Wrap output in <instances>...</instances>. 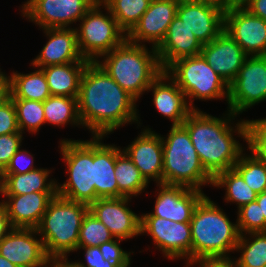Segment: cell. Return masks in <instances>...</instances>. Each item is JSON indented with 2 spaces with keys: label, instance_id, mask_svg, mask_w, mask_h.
<instances>
[{
  "label": "cell",
  "instance_id": "cell-22",
  "mask_svg": "<svg viewBox=\"0 0 266 267\" xmlns=\"http://www.w3.org/2000/svg\"><path fill=\"white\" fill-rule=\"evenodd\" d=\"M57 192H33L22 195H2L12 228L36 229Z\"/></svg>",
  "mask_w": 266,
  "mask_h": 267
},
{
  "label": "cell",
  "instance_id": "cell-36",
  "mask_svg": "<svg viewBox=\"0 0 266 267\" xmlns=\"http://www.w3.org/2000/svg\"><path fill=\"white\" fill-rule=\"evenodd\" d=\"M113 239L116 238L108 228L92 212L88 211L79 231L78 247L99 246Z\"/></svg>",
  "mask_w": 266,
  "mask_h": 267
},
{
  "label": "cell",
  "instance_id": "cell-27",
  "mask_svg": "<svg viewBox=\"0 0 266 267\" xmlns=\"http://www.w3.org/2000/svg\"><path fill=\"white\" fill-rule=\"evenodd\" d=\"M50 173L51 170L49 169L37 168L27 173L2 174V195H22L33 192H57L58 182L53 178L50 180L48 179Z\"/></svg>",
  "mask_w": 266,
  "mask_h": 267
},
{
  "label": "cell",
  "instance_id": "cell-16",
  "mask_svg": "<svg viewBox=\"0 0 266 267\" xmlns=\"http://www.w3.org/2000/svg\"><path fill=\"white\" fill-rule=\"evenodd\" d=\"M36 229L12 228L0 241V255L18 267H43L49 259Z\"/></svg>",
  "mask_w": 266,
  "mask_h": 267
},
{
  "label": "cell",
  "instance_id": "cell-47",
  "mask_svg": "<svg viewBox=\"0 0 266 267\" xmlns=\"http://www.w3.org/2000/svg\"><path fill=\"white\" fill-rule=\"evenodd\" d=\"M12 229L5 206L0 202V241Z\"/></svg>",
  "mask_w": 266,
  "mask_h": 267
},
{
  "label": "cell",
  "instance_id": "cell-34",
  "mask_svg": "<svg viewBox=\"0 0 266 267\" xmlns=\"http://www.w3.org/2000/svg\"><path fill=\"white\" fill-rule=\"evenodd\" d=\"M250 154L242 153L233 168L252 190L260 194L266 191V165L254 154Z\"/></svg>",
  "mask_w": 266,
  "mask_h": 267
},
{
  "label": "cell",
  "instance_id": "cell-39",
  "mask_svg": "<svg viewBox=\"0 0 266 267\" xmlns=\"http://www.w3.org/2000/svg\"><path fill=\"white\" fill-rule=\"evenodd\" d=\"M123 239L116 238L99 245L102 256L105 260L115 263L118 267H130L131 253L124 251L120 246Z\"/></svg>",
  "mask_w": 266,
  "mask_h": 267
},
{
  "label": "cell",
  "instance_id": "cell-18",
  "mask_svg": "<svg viewBox=\"0 0 266 267\" xmlns=\"http://www.w3.org/2000/svg\"><path fill=\"white\" fill-rule=\"evenodd\" d=\"M139 169L145 180L163 183V145L161 135L143 129L128 147L122 149Z\"/></svg>",
  "mask_w": 266,
  "mask_h": 267
},
{
  "label": "cell",
  "instance_id": "cell-13",
  "mask_svg": "<svg viewBox=\"0 0 266 267\" xmlns=\"http://www.w3.org/2000/svg\"><path fill=\"white\" fill-rule=\"evenodd\" d=\"M224 30L248 56L266 55V21L241 4L224 13Z\"/></svg>",
  "mask_w": 266,
  "mask_h": 267
},
{
  "label": "cell",
  "instance_id": "cell-53",
  "mask_svg": "<svg viewBox=\"0 0 266 267\" xmlns=\"http://www.w3.org/2000/svg\"><path fill=\"white\" fill-rule=\"evenodd\" d=\"M178 2H200L202 0H177Z\"/></svg>",
  "mask_w": 266,
  "mask_h": 267
},
{
  "label": "cell",
  "instance_id": "cell-50",
  "mask_svg": "<svg viewBox=\"0 0 266 267\" xmlns=\"http://www.w3.org/2000/svg\"><path fill=\"white\" fill-rule=\"evenodd\" d=\"M256 201L260 206L261 218H265V231H266V191L257 194Z\"/></svg>",
  "mask_w": 266,
  "mask_h": 267
},
{
  "label": "cell",
  "instance_id": "cell-9",
  "mask_svg": "<svg viewBox=\"0 0 266 267\" xmlns=\"http://www.w3.org/2000/svg\"><path fill=\"white\" fill-rule=\"evenodd\" d=\"M101 6L107 11L106 14L100 10ZM80 21V26L75 28L78 47L83 58L90 62L100 60L102 55L127 39V34L100 0L94 3Z\"/></svg>",
  "mask_w": 266,
  "mask_h": 267
},
{
  "label": "cell",
  "instance_id": "cell-5",
  "mask_svg": "<svg viewBox=\"0 0 266 267\" xmlns=\"http://www.w3.org/2000/svg\"><path fill=\"white\" fill-rule=\"evenodd\" d=\"M89 206L56 194L36 228L49 258H68L76 251L79 231Z\"/></svg>",
  "mask_w": 266,
  "mask_h": 267
},
{
  "label": "cell",
  "instance_id": "cell-33",
  "mask_svg": "<svg viewBox=\"0 0 266 267\" xmlns=\"http://www.w3.org/2000/svg\"><path fill=\"white\" fill-rule=\"evenodd\" d=\"M116 19L118 26L128 34L140 21L152 0H100Z\"/></svg>",
  "mask_w": 266,
  "mask_h": 267
},
{
  "label": "cell",
  "instance_id": "cell-29",
  "mask_svg": "<svg viewBox=\"0 0 266 267\" xmlns=\"http://www.w3.org/2000/svg\"><path fill=\"white\" fill-rule=\"evenodd\" d=\"M115 176L119 193L127 198L140 195L149 184L119 146H116Z\"/></svg>",
  "mask_w": 266,
  "mask_h": 267
},
{
  "label": "cell",
  "instance_id": "cell-45",
  "mask_svg": "<svg viewBox=\"0 0 266 267\" xmlns=\"http://www.w3.org/2000/svg\"><path fill=\"white\" fill-rule=\"evenodd\" d=\"M201 2L221 10L223 13L233 10L239 3L236 0H202Z\"/></svg>",
  "mask_w": 266,
  "mask_h": 267
},
{
  "label": "cell",
  "instance_id": "cell-54",
  "mask_svg": "<svg viewBox=\"0 0 266 267\" xmlns=\"http://www.w3.org/2000/svg\"><path fill=\"white\" fill-rule=\"evenodd\" d=\"M69 267H77V266L73 263V261L72 262L69 261Z\"/></svg>",
  "mask_w": 266,
  "mask_h": 267
},
{
  "label": "cell",
  "instance_id": "cell-3",
  "mask_svg": "<svg viewBox=\"0 0 266 267\" xmlns=\"http://www.w3.org/2000/svg\"><path fill=\"white\" fill-rule=\"evenodd\" d=\"M205 196L196 206L190 221L192 265L201 261L231 260L240 237L237 222Z\"/></svg>",
  "mask_w": 266,
  "mask_h": 267
},
{
  "label": "cell",
  "instance_id": "cell-7",
  "mask_svg": "<svg viewBox=\"0 0 266 267\" xmlns=\"http://www.w3.org/2000/svg\"><path fill=\"white\" fill-rule=\"evenodd\" d=\"M60 153L69 178L57 184V194L90 206L97 200L94 174V136L92 140L61 139Z\"/></svg>",
  "mask_w": 266,
  "mask_h": 267
},
{
  "label": "cell",
  "instance_id": "cell-8",
  "mask_svg": "<svg viewBox=\"0 0 266 267\" xmlns=\"http://www.w3.org/2000/svg\"><path fill=\"white\" fill-rule=\"evenodd\" d=\"M178 87L190 99L188 103L193 110V100L226 99L228 103L229 85L206 62L203 56L185 57L173 62L166 70Z\"/></svg>",
  "mask_w": 266,
  "mask_h": 267
},
{
  "label": "cell",
  "instance_id": "cell-10",
  "mask_svg": "<svg viewBox=\"0 0 266 267\" xmlns=\"http://www.w3.org/2000/svg\"><path fill=\"white\" fill-rule=\"evenodd\" d=\"M140 233L151 236L153 243L168 259H186L192 266V236L190 222H175L157 216H141Z\"/></svg>",
  "mask_w": 266,
  "mask_h": 267
},
{
  "label": "cell",
  "instance_id": "cell-12",
  "mask_svg": "<svg viewBox=\"0 0 266 267\" xmlns=\"http://www.w3.org/2000/svg\"><path fill=\"white\" fill-rule=\"evenodd\" d=\"M97 0H27L22 4L23 17L40 29L71 28Z\"/></svg>",
  "mask_w": 266,
  "mask_h": 267
},
{
  "label": "cell",
  "instance_id": "cell-1",
  "mask_svg": "<svg viewBox=\"0 0 266 267\" xmlns=\"http://www.w3.org/2000/svg\"><path fill=\"white\" fill-rule=\"evenodd\" d=\"M136 100L97 63L89 62L80 81L78 112L92 136H106L126 123H140Z\"/></svg>",
  "mask_w": 266,
  "mask_h": 267
},
{
  "label": "cell",
  "instance_id": "cell-46",
  "mask_svg": "<svg viewBox=\"0 0 266 267\" xmlns=\"http://www.w3.org/2000/svg\"><path fill=\"white\" fill-rule=\"evenodd\" d=\"M10 98V76L0 69V104Z\"/></svg>",
  "mask_w": 266,
  "mask_h": 267
},
{
  "label": "cell",
  "instance_id": "cell-11",
  "mask_svg": "<svg viewBox=\"0 0 266 267\" xmlns=\"http://www.w3.org/2000/svg\"><path fill=\"white\" fill-rule=\"evenodd\" d=\"M266 101V55L248 56L229 85L228 110L238 116Z\"/></svg>",
  "mask_w": 266,
  "mask_h": 267
},
{
  "label": "cell",
  "instance_id": "cell-6",
  "mask_svg": "<svg viewBox=\"0 0 266 267\" xmlns=\"http://www.w3.org/2000/svg\"><path fill=\"white\" fill-rule=\"evenodd\" d=\"M166 137L161 136L163 184L201 191L203 185H213V177L202 166L187 129L183 125H172Z\"/></svg>",
  "mask_w": 266,
  "mask_h": 267
},
{
  "label": "cell",
  "instance_id": "cell-15",
  "mask_svg": "<svg viewBox=\"0 0 266 267\" xmlns=\"http://www.w3.org/2000/svg\"><path fill=\"white\" fill-rule=\"evenodd\" d=\"M157 197L152 213L141 216H157L175 222H190L198 203L206 196L203 191L182 185L156 184Z\"/></svg>",
  "mask_w": 266,
  "mask_h": 267
},
{
  "label": "cell",
  "instance_id": "cell-19",
  "mask_svg": "<svg viewBox=\"0 0 266 267\" xmlns=\"http://www.w3.org/2000/svg\"><path fill=\"white\" fill-rule=\"evenodd\" d=\"M200 54L228 85L235 80L248 57L225 30L211 42L204 44Z\"/></svg>",
  "mask_w": 266,
  "mask_h": 267
},
{
  "label": "cell",
  "instance_id": "cell-55",
  "mask_svg": "<svg viewBox=\"0 0 266 267\" xmlns=\"http://www.w3.org/2000/svg\"><path fill=\"white\" fill-rule=\"evenodd\" d=\"M239 4H242L245 0H236Z\"/></svg>",
  "mask_w": 266,
  "mask_h": 267
},
{
  "label": "cell",
  "instance_id": "cell-28",
  "mask_svg": "<svg viewBox=\"0 0 266 267\" xmlns=\"http://www.w3.org/2000/svg\"><path fill=\"white\" fill-rule=\"evenodd\" d=\"M50 96L49 86L41 68L36 67L34 72L27 74L17 71L10 74L11 99L44 102Z\"/></svg>",
  "mask_w": 266,
  "mask_h": 267
},
{
  "label": "cell",
  "instance_id": "cell-14",
  "mask_svg": "<svg viewBox=\"0 0 266 267\" xmlns=\"http://www.w3.org/2000/svg\"><path fill=\"white\" fill-rule=\"evenodd\" d=\"M130 199L132 198H99L89 206V211L108 228L114 238L126 241L141 235V215L128 207Z\"/></svg>",
  "mask_w": 266,
  "mask_h": 267
},
{
  "label": "cell",
  "instance_id": "cell-25",
  "mask_svg": "<svg viewBox=\"0 0 266 267\" xmlns=\"http://www.w3.org/2000/svg\"><path fill=\"white\" fill-rule=\"evenodd\" d=\"M104 136H94V174L97 199L123 197L115 176L116 145L103 144Z\"/></svg>",
  "mask_w": 266,
  "mask_h": 267
},
{
  "label": "cell",
  "instance_id": "cell-49",
  "mask_svg": "<svg viewBox=\"0 0 266 267\" xmlns=\"http://www.w3.org/2000/svg\"><path fill=\"white\" fill-rule=\"evenodd\" d=\"M43 267H69L68 258H49Z\"/></svg>",
  "mask_w": 266,
  "mask_h": 267
},
{
  "label": "cell",
  "instance_id": "cell-44",
  "mask_svg": "<svg viewBox=\"0 0 266 267\" xmlns=\"http://www.w3.org/2000/svg\"><path fill=\"white\" fill-rule=\"evenodd\" d=\"M241 5L253 15L266 21V0H245Z\"/></svg>",
  "mask_w": 266,
  "mask_h": 267
},
{
  "label": "cell",
  "instance_id": "cell-43",
  "mask_svg": "<svg viewBox=\"0 0 266 267\" xmlns=\"http://www.w3.org/2000/svg\"><path fill=\"white\" fill-rule=\"evenodd\" d=\"M80 249L85 251L84 259L86 263L78 262V260L75 262L73 261L77 267H118L115 263L103 258L99 246L78 247L76 251Z\"/></svg>",
  "mask_w": 266,
  "mask_h": 267
},
{
  "label": "cell",
  "instance_id": "cell-23",
  "mask_svg": "<svg viewBox=\"0 0 266 267\" xmlns=\"http://www.w3.org/2000/svg\"><path fill=\"white\" fill-rule=\"evenodd\" d=\"M153 92V104L157 111L173 122L172 125H182L193 111L186 95L177 83L167 74L162 73L152 82L147 92Z\"/></svg>",
  "mask_w": 266,
  "mask_h": 267
},
{
  "label": "cell",
  "instance_id": "cell-35",
  "mask_svg": "<svg viewBox=\"0 0 266 267\" xmlns=\"http://www.w3.org/2000/svg\"><path fill=\"white\" fill-rule=\"evenodd\" d=\"M16 108L17 122L22 133L27 130L36 134L40 127L46 123L43 102L25 99H12Z\"/></svg>",
  "mask_w": 266,
  "mask_h": 267
},
{
  "label": "cell",
  "instance_id": "cell-21",
  "mask_svg": "<svg viewBox=\"0 0 266 267\" xmlns=\"http://www.w3.org/2000/svg\"><path fill=\"white\" fill-rule=\"evenodd\" d=\"M177 16L202 45L211 42L224 30V13L204 2H179Z\"/></svg>",
  "mask_w": 266,
  "mask_h": 267
},
{
  "label": "cell",
  "instance_id": "cell-42",
  "mask_svg": "<svg viewBox=\"0 0 266 267\" xmlns=\"http://www.w3.org/2000/svg\"><path fill=\"white\" fill-rule=\"evenodd\" d=\"M20 132L17 113L11 98L0 104V135Z\"/></svg>",
  "mask_w": 266,
  "mask_h": 267
},
{
  "label": "cell",
  "instance_id": "cell-31",
  "mask_svg": "<svg viewBox=\"0 0 266 267\" xmlns=\"http://www.w3.org/2000/svg\"><path fill=\"white\" fill-rule=\"evenodd\" d=\"M46 123L64 127L68 123L82 126L78 112V98L51 95L43 102Z\"/></svg>",
  "mask_w": 266,
  "mask_h": 267
},
{
  "label": "cell",
  "instance_id": "cell-37",
  "mask_svg": "<svg viewBox=\"0 0 266 267\" xmlns=\"http://www.w3.org/2000/svg\"><path fill=\"white\" fill-rule=\"evenodd\" d=\"M237 212L236 222L240 235L265 232V218H261L260 206L257 201L242 206Z\"/></svg>",
  "mask_w": 266,
  "mask_h": 267
},
{
  "label": "cell",
  "instance_id": "cell-48",
  "mask_svg": "<svg viewBox=\"0 0 266 267\" xmlns=\"http://www.w3.org/2000/svg\"><path fill=\"white\" fill-rule=\"evenodd\" d=\"M197 264L199 267H237L232 260L201 261L193 265Z\"/></svg>",
  "mask_w": 266,
  "mask_h": 267
},
{
  "label": "cell",
  "instance_id": "cell-4",
  "mask_svg": "<svg viewBox=\"0 0 266 267\" xmlns=\"http://www.w3.org/2000/svg\"><path fill=\"white\" fill-rule=\"evenodd\" d=\"M100 58L104 60L96 62L136 101L163 71L155 48L149 50L127 39Z\"/></svg>",
  "mask_w": 266,
  "mask_h": 267
},
{
  "label": "cell",
  "instance_id": "cell-41",
  "mask_svg": "<svg viewBox=\"0 0 266 267\" xmlns=\"http://www.w3.org/2000/svg\"><path fill=\"white\" fill-rule=\"evenodd\" d=\"M34 165V157L27 150L19 149L11 158L2 174H21L37 169Z\"/></svg>",
  "mask_w": 266,
  "mask_h": 267
},
{
  "label": "cell",
  "instance_id": "cell-17",
  "mask_svg": "<svg viewBox=\"0 0 266 267\" xmlns=\"http://www.w3.org/2000/svg\"><path fill=\"white\" fill-rule=\"evenodd\" d=\"M178 5L177 0H152L140 21L127 34V40L140 45L148 42L156 49L163 41L169 25L177 16Z\"/></svg>",
  "mask_w": 266,
  "mask_h": 267
},
{
  "label": "cell",
  "instance_id": "cell-2",
  "mask_svg": "<svg viewBox=\"0 0 266 267\" xmlns=\"http://www.w3.org/2000/svg\"><path fill=\"white\" fill-rule=\"evenodd\" d=\"M224 116L214 117L198 109L182 123L189 132L202 166L213 178L219 172L232 169L244 152L234 133L247 141L248 120L236 122L234 128L231 121L237 116L229 110Z\"/></svg>",
  "mask_w": 266,
  "mask_h": 267
},
{
  "label": "cell",
  "instance_id": "cell-32",
  "mask_svg": "<svg viewBox=\"0 0 266 267\" xmlns=\"http://www.w3.org/2000/svg\"><path fill=\"white\" fill-rule=\"evenodd\" d=\"M242 234L235 251L240 257L231 259L237 267H266V231Z\"/></svg>",
  "mask_w": 266,
  "mask_h": 267
},
{
  "label": "cell",
  "instance_id": "cell-30",
  "mask_svg": "<svg viewBox=\"0 0 266 267\" xmlns=\"http://www.w3.org/2000/svg\"><path fill=\"white\" fill-rule=\"evenodd\" d=\"M213 187L224 188L225 201L236 203L237 210L242 206L256 201L257 193L245 183L242 176L234 169L219 172L213 178Z\"/></svg>",
  "mask_w": 266,
  "mask_h": 267
},
{
  "label": "cell",
  "instance_id": "cell-51",
  "mask_svg": "<svg viewBox=\"0 0 266 267\" xmlns=\"http://www.w3.org/2000/svg\"><path fill=\"white\" fill-rule=\"evenodd\" d=\"M0 267H18L0 255Z\"/></svg>",
  "mask_w": 266,
  "mask_h": 267
},
{
  "label": "cell",
  "instance_id": "cell-24",
  "mask_svg": "<svg viewBox=\"0 0 266 267\" xmlns=\"http://www.w3.org/2000/svg\"><path fill=\"white\" fill-rule=\"evenodd\" d=\"M202 46L193 32L176 16L169 25L163 41L156 48L162 70L165 71L178 59L200 55Z\"/></svg>",
  "mask_w": 266,
  "mask_h": 267
},
{
  "label": "cell",
  "instance_id": "cell-52",
  "mask_svg": "<svg viewBox=\"0 0 266 267\" xmlns=\"http://www.w3.org/2000/svg\"><path fill=\"white\" fill-rule=\"evenodd\" d=\"M3 193V176L2 171L0 170V195L2 196Z\"/></svg>",
  "mask_w": 266,
  "mask_h": 267
},
{
  "label": "cell",
  "instance_id": "cell-26",
  "mask_svg": "<svg viewBox=\"0 0 266 267\" xmlns=\"http://www.w3.org/2000/svg\"><path fill=\"white\" fill-rule=\"evenodd\" d=\"M89 60L42 67L50 94L78 98L80 81Z\"/></svg>",
  "mask_w": 266,
  "mask_h": 267
},
{
  "label": "cell",
  "instance_id": "cell-20",
  "mask_svg": "<svg viewBox=\"0 0 266 267\" xmlns=\"http://www.w3.org/2000/svg\"><path fill=\"white\" fill-rule=\"evenodd\" d=\"M44 30V31H43ZM48 41L32 60L33 68L80 62L84 59L78 47L75 28L42 29Z\"/></svg>",
  "mask_w": 266,
  "mask_h": 267
},
{
  "label": "cell",
  "instance_id": "cell-40",
  "mask_svg": "<svg viewBox=\"0 0 266 267\" xmlns=\"http://www.w3.org/2000/svg\"><path fill=\"white\" fill-rule=\"evenodd\" d=\"M23 133L16 132L0 135V170L9 164L12 156L21 148Z\"/></svg>",
  "mask_w": 266,
  "mask_h": 267
},
{
  "label": "cell",
  "instance_id": "cell-38",
  "mask_svg": "<svg viewBox=\"0 0 266 267\" xmlns=\"http://www.w3.org/2000/svg\"><path fill=\"white\" fill-rule=\"evenodd\" d=\"M247 148L266 165V117L248 120Z\"/></svg>",
  "mask_w": 266,
  "mask_h": 267
}]
</instances>
